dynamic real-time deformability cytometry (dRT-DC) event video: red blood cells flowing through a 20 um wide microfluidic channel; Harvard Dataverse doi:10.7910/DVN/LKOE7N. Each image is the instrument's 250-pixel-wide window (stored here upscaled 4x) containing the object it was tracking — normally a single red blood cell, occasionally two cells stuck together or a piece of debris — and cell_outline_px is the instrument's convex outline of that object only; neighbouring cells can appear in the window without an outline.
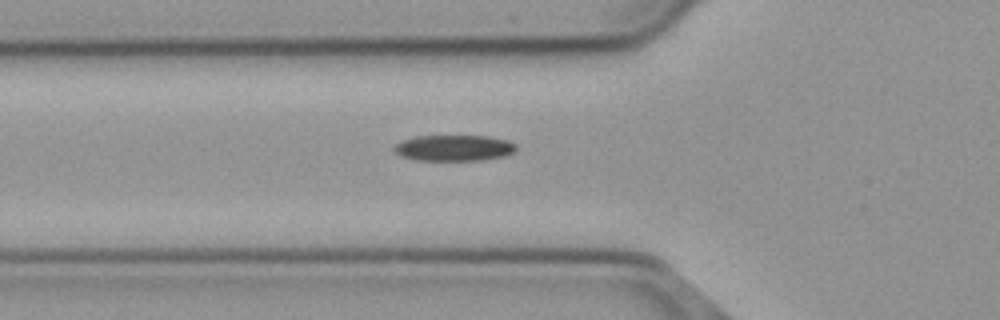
{"species": "common noctule bat (a hibernating species)", "species_latin": "Nyctalus noctula", "temperature_condition": "cold", "stored_images_in_passage": 41, "camera_frame_rate_fps": 3000, "um_per_image_px": 0.085, "animal": {"sex": "male", "body_mass_g": 23.1, "forearm_length_mm": 52.7}, "frame": {"image": 1, "passage_image": 11, "time_ms": 3.333, "image_size_px": [1000, 320], "cell_outline_px": [[516, 148], [512, 152], [504, 156], [480, 160], [420, 160], [404, 156], [396, 152], [392, 148], [396, 144], [404, 140], [420, 136], [488, 136], [508, 140], [516, 144]], "centroid_in_image_um": [38.63, 12.57], "position_along_channel_um": 87.2, "area_um2": 18.15}}
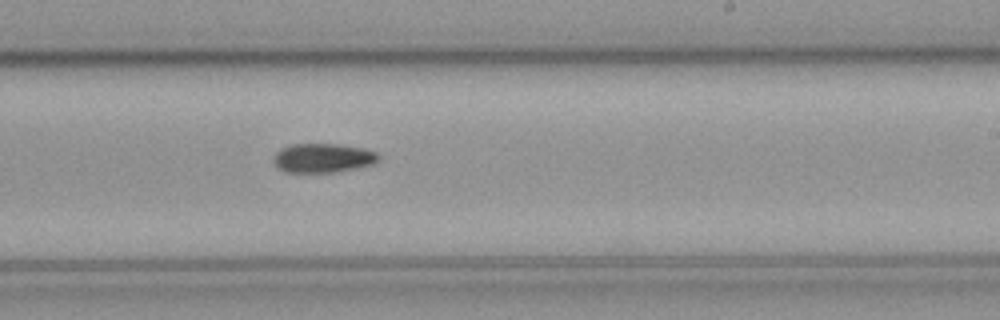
{"frame": {"image": 2, "passage_image": 25, "time_ms": 8.0, "image_size_px": [1000, 320], "cell_outline_px": [[380, 156], [372, 164], [332, 172], [288, 172], [280, 168], [272, 160], [276, 152], [292, 144], [340, 144], [364, 148], [376, 152]], "centroid_in_image_um": [27.45, 13.41], "position_along_channel_um": 261.6, "area_um2": 17.46}}
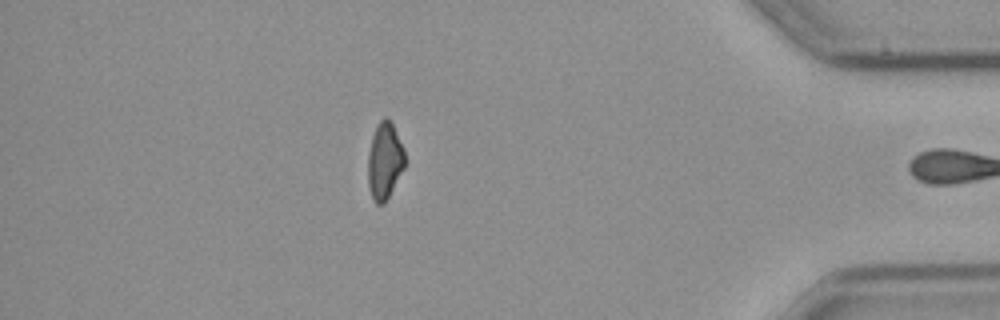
{"frame": {"image": 3, "passage_image": 40, "time_ms": 13.0, "image_size_px": [1000, 320], "cell_outline_px": [[404, 168], [384, 204], [376, 204], [372, 200], [368, 184], [368, 152], [372, 136], [376, 124], [384, 116], [388, 116], [404, 148]], "centroid_in_image_um": [32.67, 13.66], "position_along_channel_um": 402.5, "area_um2": 16.59}, "authors_computed_cell_mechanics": {"area_um2": 18.207, "velocity_mm_per_s": 3.7223, "shape_relaxation_time_tau1_ms": 6.2199, "shape_relaxation_time_tau2_ms": null, "deformation_change_tau1": 0.1449, "deformation_change_tau2": null}}